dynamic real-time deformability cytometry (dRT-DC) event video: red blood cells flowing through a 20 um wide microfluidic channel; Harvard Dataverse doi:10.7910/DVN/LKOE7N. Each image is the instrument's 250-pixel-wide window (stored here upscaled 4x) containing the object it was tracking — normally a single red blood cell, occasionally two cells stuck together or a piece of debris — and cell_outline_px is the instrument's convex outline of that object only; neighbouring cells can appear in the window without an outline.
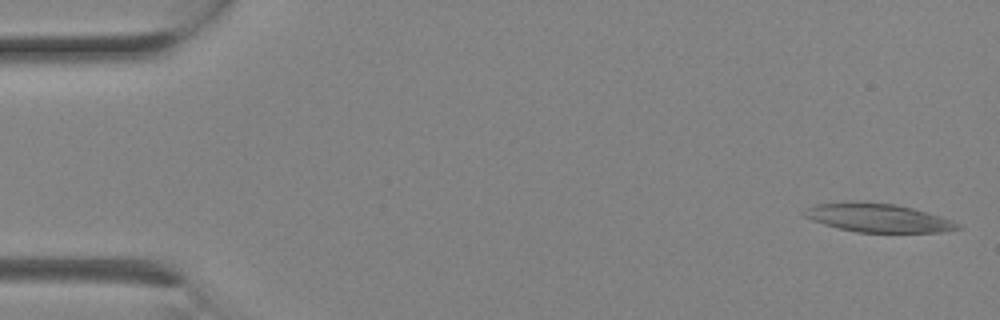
{"species": "Egyptian fruit bat (a non-hibernating species)", "species_latin": "Rousettus aegyptiacus", "temperature_condition": "room temperature", "stored_images_in_passage": 2, "segment_of_instrument_passage": [2, 2], "camera_frame_rate_fps": 3000, "um_per_image_px": 0.085, "animal": {"sex": "female"}, "frame": {"image": 1, "passage_image": 2, "time_ms": 0.333, "image_size_px": [1000, 320], "cell_outline_px": [[960, 228], [940, 232], [856, 232], [824, 224], [812, 220], [804, 216], [800, 212], [816, 204], [896, 204], [912, 208], [940, 216], [952, 220], [960, 224]], "centroid_in_image_um": [74.68, 18.56], "position_along_channel_um": 10.3, "area_um2": 24.39}}